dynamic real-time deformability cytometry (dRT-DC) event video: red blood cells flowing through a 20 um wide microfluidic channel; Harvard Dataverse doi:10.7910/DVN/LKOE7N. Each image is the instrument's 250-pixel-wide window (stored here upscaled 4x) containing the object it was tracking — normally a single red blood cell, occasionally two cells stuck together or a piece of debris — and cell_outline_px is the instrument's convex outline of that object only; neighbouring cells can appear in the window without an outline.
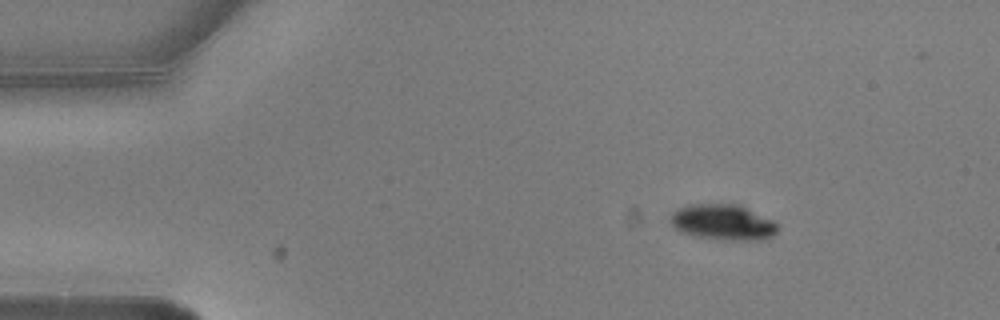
{"species": "common noctule bat (a hibernating species)", "species_latin": "Nyctalus noctula", "temperature_condition": "warm", "stored_images_in_passage": 3, "camera_frame_rate_fps": 3000, "um_per_image_px": 0.085, "animal": {"sex": "male", "body_mass_g": 20.5, "forearm_length_mm": 52.5}, "frame": {"image": 1, "passage_image": 1, "time_ms": 0.0, "image_size_px": [1000, 320], "cell_outline_px": [[776, 232], [772, 236], [764, 240], [720, 240], [696, 236], [680, 232], [672, 228], [668, 220], [668, 216], [672, 212], [688, 204], [740, 204], [772, 220], [776, 224]], "centroid_in_image_um": [61.38, 18.89], "position_along_channel_um": 23.6, "area_um2": 22.6}}